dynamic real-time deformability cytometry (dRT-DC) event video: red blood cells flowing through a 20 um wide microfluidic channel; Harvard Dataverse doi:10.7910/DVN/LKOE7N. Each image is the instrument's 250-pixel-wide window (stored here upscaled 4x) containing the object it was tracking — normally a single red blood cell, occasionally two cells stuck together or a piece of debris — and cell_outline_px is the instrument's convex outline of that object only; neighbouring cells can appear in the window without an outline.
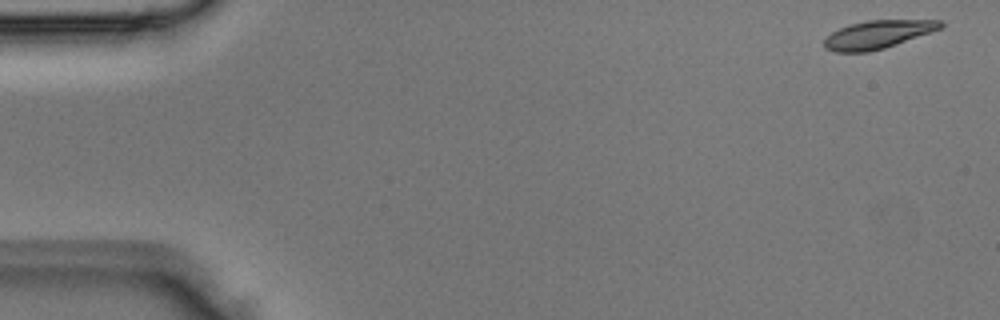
{"species": "Egyptian fruit bat (a non-hibernating species)", "species_latin": "Rousettus aegyptiacus", "temperature_condition": "room temperature", "stored_images_in_passage": 3, "segment_of_instrument_passage": [2, 2], "camera_frame_rate_fps": 3000, "um_per_image_px": 0.085, "animal": {"sex": "male"}, "frame": {"image": 1, "passage_image": 3, "time_ms": 0.667, "image_size_px": [1000, 320], "cell_outline_px": [[944, 24], [940, 28], [884, 48], [868, 52], [836, 52], [824, 48], [824, 40], [832, 32], [840, 28], [852, 24], [868, 20], [940, 20]], "centroid_in_image_um": [74.56, 2.93], "position_along_channel_um": 10.4, "area_um2": 18.61}}